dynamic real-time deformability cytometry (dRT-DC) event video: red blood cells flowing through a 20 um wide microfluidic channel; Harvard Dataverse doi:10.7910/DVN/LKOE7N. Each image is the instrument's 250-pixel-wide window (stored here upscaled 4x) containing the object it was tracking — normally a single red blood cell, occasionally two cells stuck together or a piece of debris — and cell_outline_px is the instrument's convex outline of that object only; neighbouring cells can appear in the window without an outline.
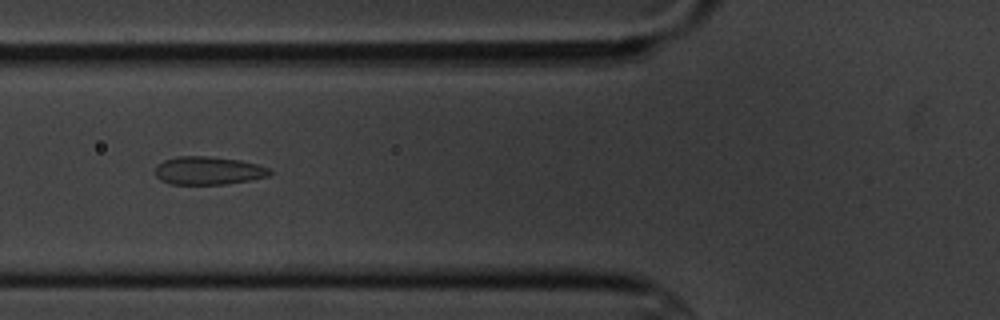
{"species": "common noctule bat (a hibernating species)", "species_latin": "Nyctalus noctula", "temperature_condition": "cold", "stored_images_in_passage": 7, "camera_frame_rate_fps": 3000, "um_per_image_px": 0.085, "animal": {"sex": "male", "body_mass_g": 20.1, "forearm_length_mm": 53.5}, "frame": {"image": 1, "passage_image": 5, "time_ms": 5.0, "image_size_px": [1000, 320], "cell_outline_px": [[272, 172], [268, 176], [252, 180], [224, 184], [172, 184], [160, 180], [156, 176], [156, 164], [164, 160], [176, 156], [208, 156], [240, 160], [256, 164], [268, 168]], "centroid_in_image_um": [17.69, 14.5], "position_along_channel_um": 108.1, "area_um2": 18.79}}
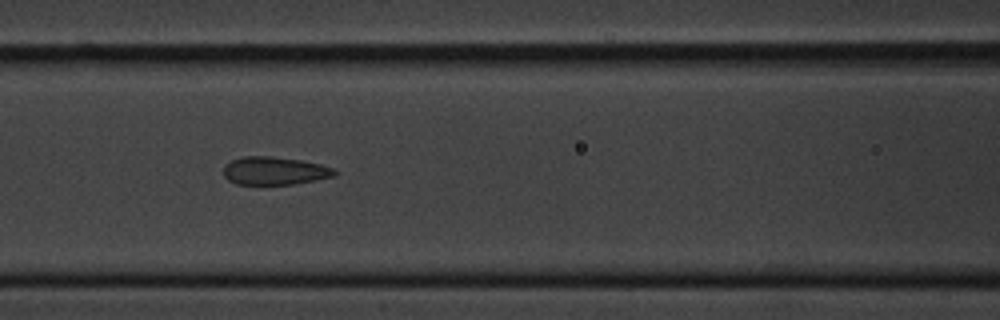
{"frame": {"image": 2, "passage_image": 6, "time_ms": 6.0, "image_size_px": [1000, 320], "cell_outline_px": [[336, 176], [316, 180], [292, 184], [236, 184], [228, 180], [224, 176], [224, 164], [232, 160], [244, 156], [272, 156], [300, 160], [320, 164], [332, 168], [336, 172]], "centroid_in_image_um": [23.32, 14.52], "position_along_channel_um": 143.3, "area_um2": 18.09}}
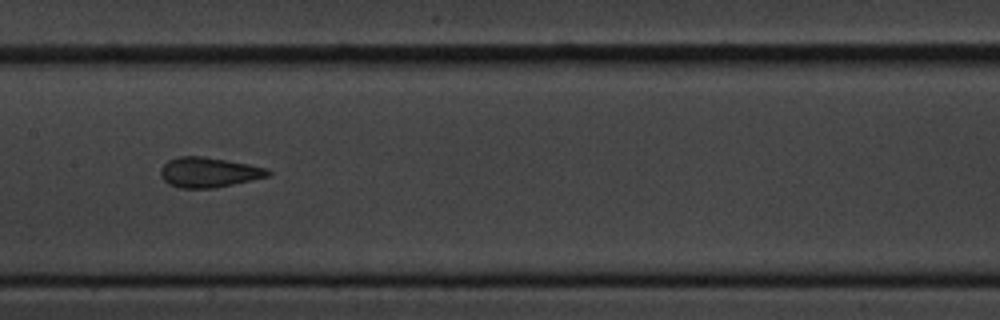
{"frame": {"image": 3, "passage_image": 7, "time_ms": 7.333, "image_size_px": [1000, 320], "cell_outline_px": [[272, 172], [268, 176], [232, 184], [212, 188], [180, 188], [168, 184], [160, 176], [160, 168], [168, 160], [176, 156], [204, 156], [248, 164], [268, 168]], "centroid_in_image_um": [17.7, 14.64], "position_along_channel_um": 189.7, "area_um2": 18.79}}